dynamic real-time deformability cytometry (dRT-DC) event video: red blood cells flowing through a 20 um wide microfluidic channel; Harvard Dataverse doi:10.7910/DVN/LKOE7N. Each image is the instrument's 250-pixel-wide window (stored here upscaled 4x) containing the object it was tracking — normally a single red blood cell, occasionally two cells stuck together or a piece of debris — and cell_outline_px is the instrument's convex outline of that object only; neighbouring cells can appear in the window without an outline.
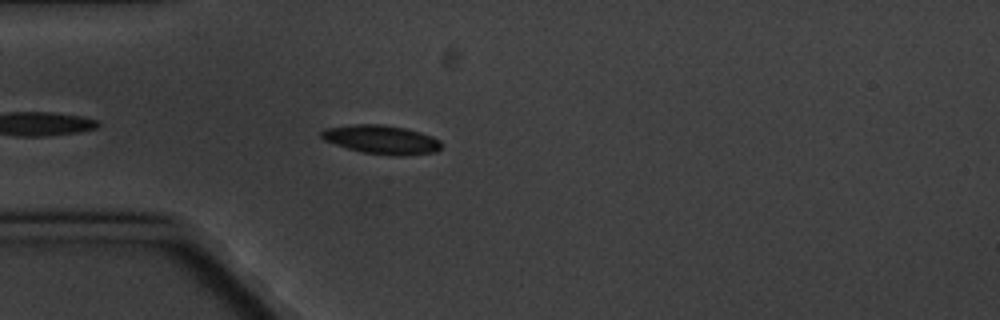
{"species": "common noctule bat (a hibernating species)", "species_latin": "Nyctalus noctula", "temperature_condition": "cold", "stored_images_in_passage": 4, "camera_frame_rate_fps": 3000, "um_per_image_px": 0.085, "animal": {"sex": "male", "body_mass_g": 20.1, "forearm_length_mm": 53.5}, "frame": {"image": 1, "passage_image": 4, "time_ms": 4.0, "image_size_px": [1000, 320], "cell_outline_px": [[440, 148], [436, 152], [404, 156], [392, 156], [364, 152], [348, 148], [324, 140], [320, 136], [320, 132], [324, 128], [352, 124], [384, 124], [404, 128], [420, 132], [432, 136], [440, 140]], "centroid_in_image_um": [32.42, 11.86], "position_along_channel_um": 52.6, "area_um2": 20.17}}